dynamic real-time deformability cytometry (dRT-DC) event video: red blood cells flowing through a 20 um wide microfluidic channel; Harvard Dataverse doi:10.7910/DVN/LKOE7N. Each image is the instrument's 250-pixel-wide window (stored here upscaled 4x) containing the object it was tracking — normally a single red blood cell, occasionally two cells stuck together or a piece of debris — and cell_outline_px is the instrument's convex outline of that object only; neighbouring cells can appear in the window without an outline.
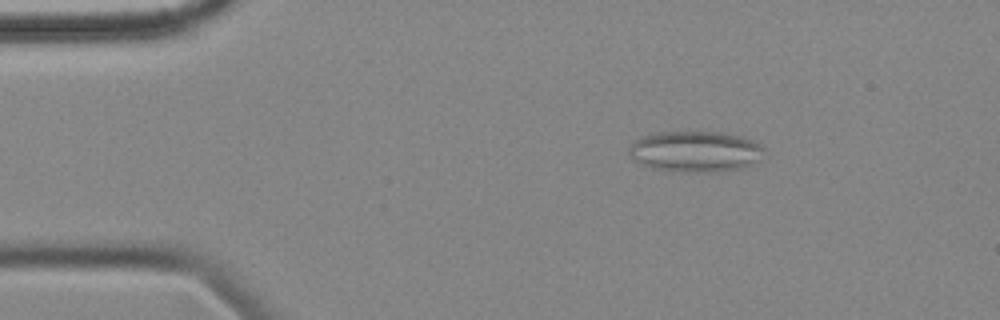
{"species": "common noctule bat (a hibernating species)", "species_latin": "Nyctalus noctula", "temperature_condition": "cold", "stored_images_in_passage": 54, "camera_frame_rate_fps": 3000, "um_per_image_px": 0.085, "animal": {"sex": "female", "body_mass_g": 18.4}, "frame": {"image": 1, "passage_image": 7, "time_ms": 2.0, "image_size_px": [1000, 320], "cell_outline_px": [[764, 148], [760, 160], [740, 168], [720, 172], [684, 172], [652, 168], [636, 160], [628, 152], [628, 148], [636, 140], [644, 136], [660, 132], [720, 132], [740, 136], [752, 140], [760, 144]], "centroid_in_image_um": [59.14, 12.88], "position_along_channel_um": 25.9, "area_um2": 31.96}}
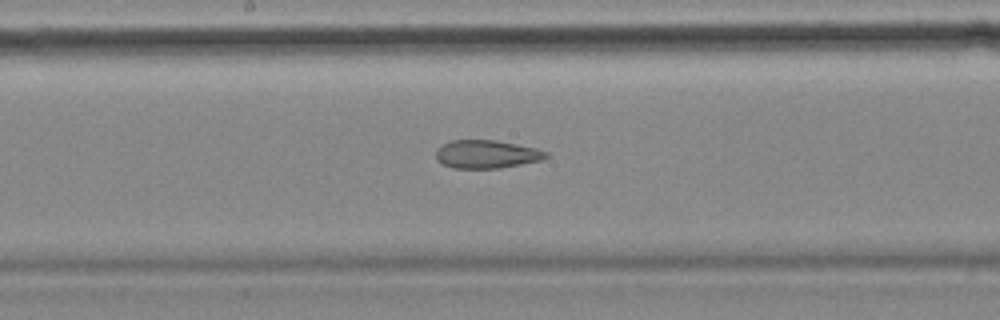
{"frame": {"image": 2, "passage_image": 27, "time_ms": 8.667, "image_size_px": [1000, 320], "cell_outline_px": [[548, 156], [544, 160], [500, 168], [452, 168], [436, 160], [436, 148], [452, 140], [496, 140], [536, 148], [548, 152]], "centroid_in_image_um": [41.37, 13.11], "position_along_channel_um": 206.8, "area_um2": 18.15}}
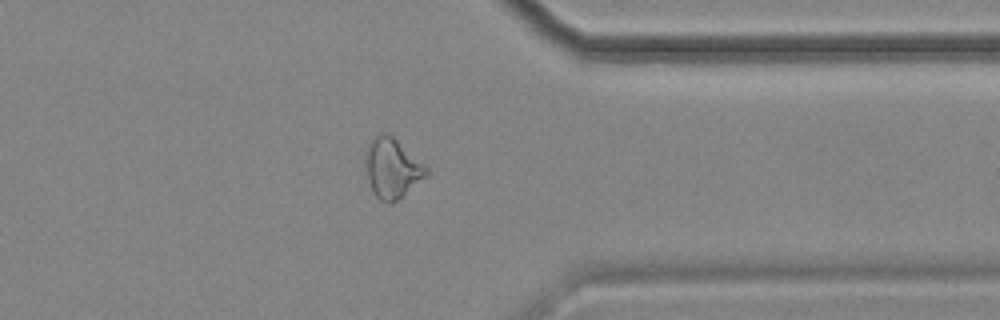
{"frame": {"image": 3, "passage_image": 42, "time_ms": 13.667, "image_size_px": [1000, 320], "cell_outline_px": [[428, 172], [424, 176], [392, 204], [388, 204], [380, 200], [372, 192], [368, 180], [364, 160], [364, 152], [368, 140], [380, 132], [384, 132], [392, 136], [424, 164], [428, 168]], "centroid_in_image_um": [33.24, 14.26], "position_along_channel_um": 378.2, "area_um2": 21.1}, "authors_computed_cell_mechanics": {"area_um2": 21.8773, "velocity_mm_per_s": 3.5763, "shape_relaxation_time_tau1_ms": null, "shape_relaxation_time_tau2_ms": 4.1155, "deformation_change_tau1": null, "deformation_change_tau2": 0.138}}